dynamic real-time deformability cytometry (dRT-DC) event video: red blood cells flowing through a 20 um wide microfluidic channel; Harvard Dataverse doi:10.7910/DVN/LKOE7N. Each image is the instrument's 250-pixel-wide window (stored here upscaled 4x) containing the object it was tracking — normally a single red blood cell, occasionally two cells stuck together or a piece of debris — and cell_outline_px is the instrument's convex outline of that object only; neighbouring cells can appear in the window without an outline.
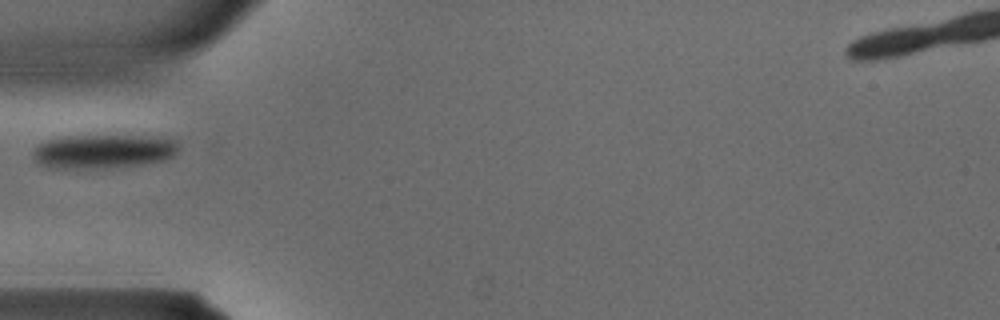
{"species": "common noctule bat (a hibernating species)", "species_latin": "Nyctalus noctula", "temperature_condition": "warm", "stored_images_in_passage": 25, "camera_frame_rate_fps": 3000, "um_per_image_px": 0.085, "animal": {"sex": "male", "body_mass_g": 15.6}, "frame": {"image": 1, "passage_image": 1, "time_ms": 0.0, "image_size_px": [1000, 320], "cell_outline_px": [[180, 148], [172, 156], [164, 160], [144, 164], [108, 168], [48, 168], [40, 164], [32, 156], [32, 152], [36, 144], [48, 140], [64, 136], [160, 136], [176, 140], [180, 144]], "centroid_in_image_um": [8.8, 12.86], "position_along_channel_um": 76.2, "area_um2": 29.25}}
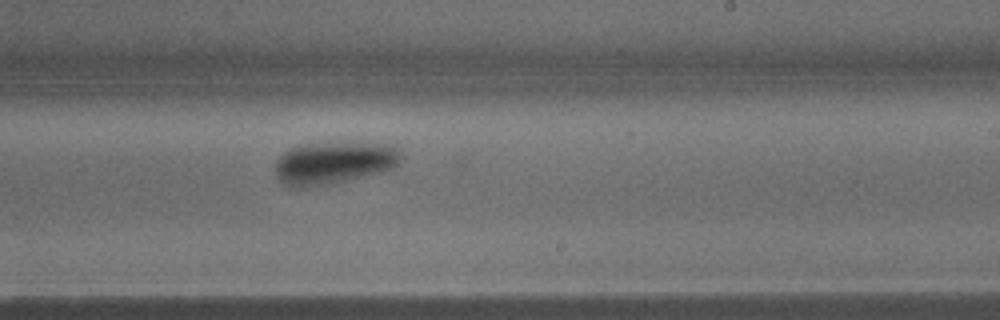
{"frame": {"image": 2, "passage_image": 11, "time_ms": 3.333, "image_size_px": [1000, 320], "cell_outline_px": [[400, 156], [396, 164], [388, 172], [304, 188], [300, 188], [284, 184], [276, 176], [276, 160], [288, 148], [304, 144], [396, 144], [400, 148]], "centroid_in_image_um": [28.39, 13.85], "position_along_channel_um": 260.6, "area_um2": 30.75}}
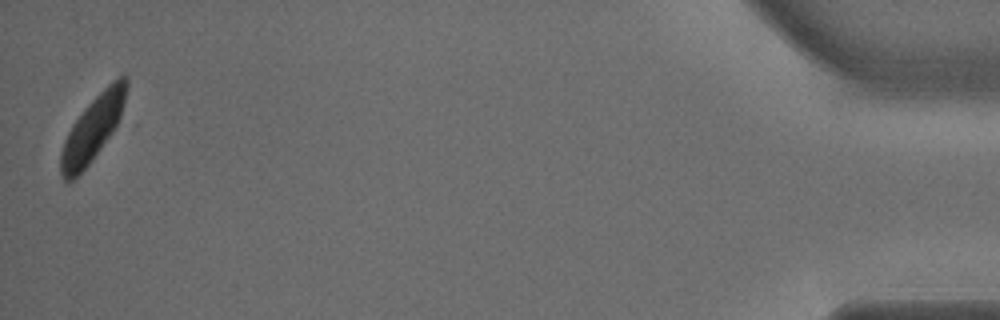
{"frame": {"image": 3, "passage_image": 25, "time_ms": 8.0, "image_size_px": [1000, 320], "cell_outline_px": [[128, 88], [120, 116], [116, 128], [92, 160], [68, 184], [60, 176], [60, 152], [64, 140], [72, 124], [84, 108], [108, 84], [124, 72], [128, 76]], "centroid_in_image_um": [7.88, 10.91], "position_along_channel_um": 427.3, "area_um2": 24.91}}